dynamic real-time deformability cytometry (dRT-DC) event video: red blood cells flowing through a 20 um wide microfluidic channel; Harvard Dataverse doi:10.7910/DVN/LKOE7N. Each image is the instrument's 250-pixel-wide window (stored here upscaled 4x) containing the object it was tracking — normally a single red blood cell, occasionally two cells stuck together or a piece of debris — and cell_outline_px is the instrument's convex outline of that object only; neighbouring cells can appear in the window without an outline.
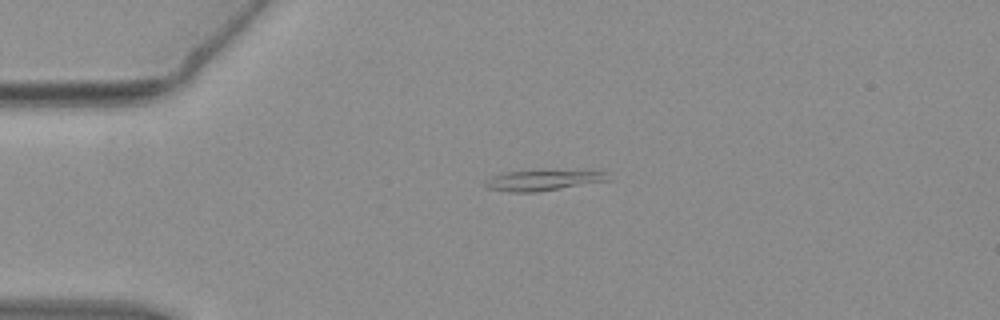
{"species": "common noctule bat (a hibernating species)", "species_latin": "Nyctalus noctula", "temperature_condition": "warm", "stored_images_in_passage": 42, "camera_frame_rate_fps": 3000, "um_per_image_px": 0.085, "animal": {"sex": "female", "body_mass_g": 19.3, "forearm_length_mm": 54.1}, "frame": {"image": 1, "passage_image": 1, "time_ms": 0.0, "image_size_px": [1000, 320], "cell_outline_px": [[612, 180], [536, 192], [508, 192], [488, 188], [484, 184], [484, 180], [500, 172], [544, 168], [604, 172]], "centroid_in_image_um": [46.11, 15.28], "position_along_channel_um": 38.9, "area_um2": 15.55}}
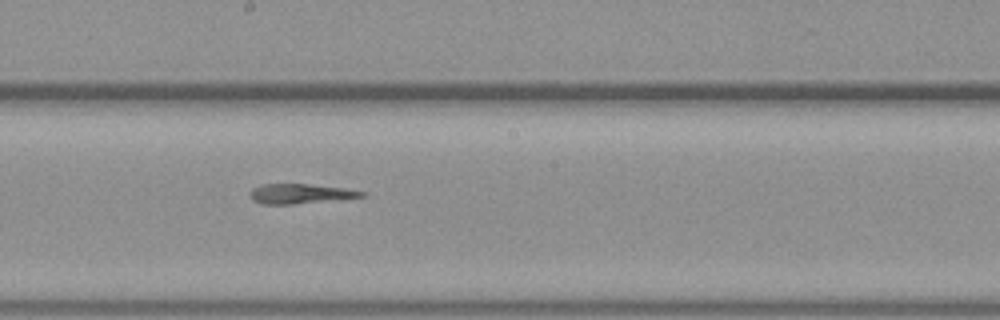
{"frame": {"image": 2, "passage_image": 18, "time_ms": 5.667, "image_size_px": [1000, 320], "cell_outline_px": [[364, 196], [292, 204], [260, 204], [252, 200], [252, 188], [260, 184], [308, 184], [344, 188], [364, 192]], "centroid_in_image_um": [25.45, 16.46], "position_along_channel_um": 222.8, "area_um2": 12.48}}
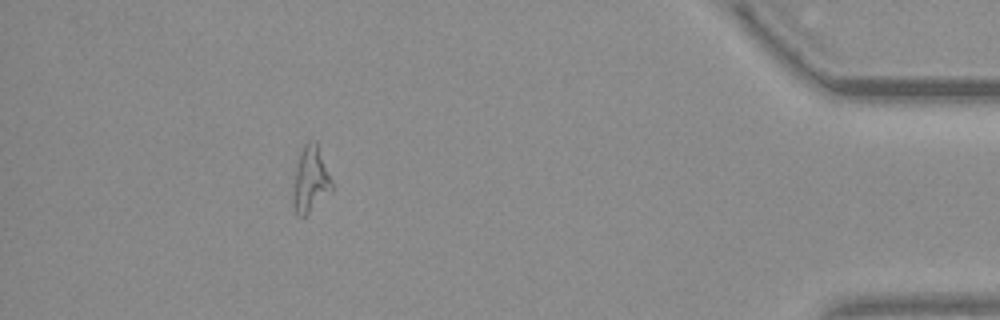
{"frame": {"image": 3, "passage_image": 37, "time_ms": 12.0, "image_size_px": [1000, 320], "cell_outline_px": [[332, 188], [304, 216], [296, 216], [292, 204], [292, 192], [296, 168], [300, 152], [304, 144], [308, 140], [316, 140], [332, 180]], "centroid_in_image_um": [26.35, 15.22], "position_along_channel_um": 408.8, "area_um2": 14.62}}